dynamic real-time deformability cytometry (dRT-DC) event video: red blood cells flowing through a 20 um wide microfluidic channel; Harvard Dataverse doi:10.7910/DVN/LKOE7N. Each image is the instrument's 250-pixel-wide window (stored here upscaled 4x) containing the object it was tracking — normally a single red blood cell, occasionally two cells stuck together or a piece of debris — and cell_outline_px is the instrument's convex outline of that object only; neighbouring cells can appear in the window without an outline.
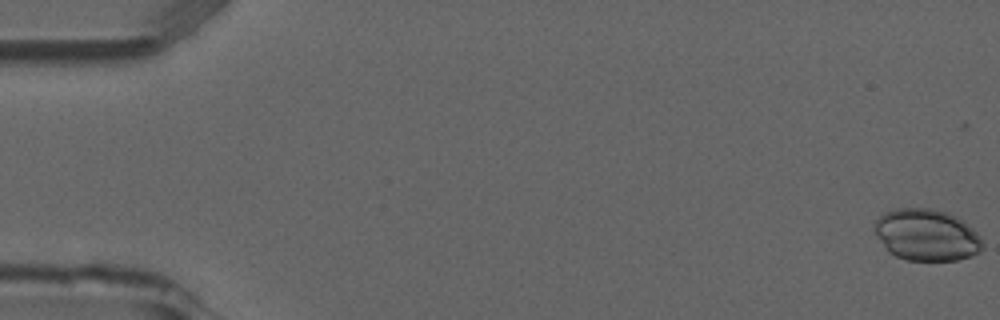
{"species": "common noctule bat (a hibernating species)", "species_latin": "Nyctalus noctula", "temperature_condition": "room temperature", "stored_images_in_passage": 8, "camera_frame_rate_fps": 3000, "um_per_image_px": 0.085, "animal": {"sex": "male", "forearm_length_mm": 52.5}, "frame": {"image": 1, "passage_image": 1, "time_ms": 0.0, "image_size_px": [1000, 320], "cell_outline_px": [[984, 248], [972, 256], [956, 260], [908, 260], [896, 256], [888, 252], [884, 248], [876, 232], [876, 220], [884, 212], [900, 208], [932, 208], [948, 212], [956, 216], [972, 228], [980, 236], [984, 244]], "centroid_in_image_um": [78.79, 19.97], "position_along_channel_um": 6.2, "area_um2": 32.48}}